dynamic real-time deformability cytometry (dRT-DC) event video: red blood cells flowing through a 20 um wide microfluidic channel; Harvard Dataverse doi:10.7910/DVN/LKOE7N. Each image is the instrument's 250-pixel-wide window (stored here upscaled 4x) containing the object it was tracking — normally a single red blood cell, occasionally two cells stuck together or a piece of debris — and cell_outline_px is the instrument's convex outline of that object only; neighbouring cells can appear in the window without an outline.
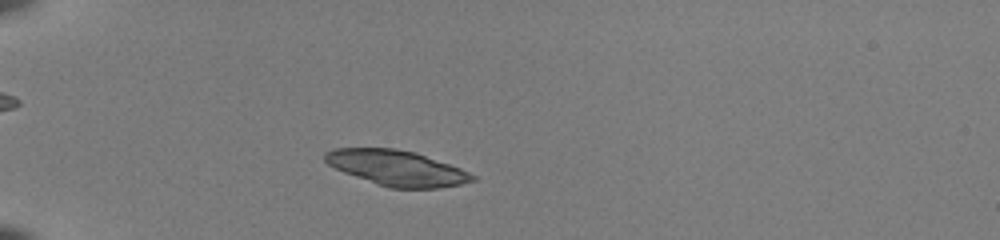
{"species": "common noctule bat (a hibernating species)", "species_latin": "Nyctalus noctula", "temperature_condition": "room temperature", "stored_images_in_passage": 44, "camera_frame_rate_fps": 3000, "um_per_image_px": 0.085, "animal": {"sex": "female", "body_mass_g": 22.0, "forearm_length_mm": 56.7}, "frame": {"image": 1, "passage_image": 8, "time_ms": 2.333, "image_size_px": [1000, 240], "cell_outline_px": [[476, 180], [460, 184], [440, 188], [392, 188], [376, 184], [344, 172], [328, 164], [324, 160], [324, 152], [332, 148], [396, 148], [416, 152], [460, 168], [476, 176]], "centroid_in_image_um": [33.71, 14.27], "position_along_channel_um": 51.3, "area_um2": 30.35}}